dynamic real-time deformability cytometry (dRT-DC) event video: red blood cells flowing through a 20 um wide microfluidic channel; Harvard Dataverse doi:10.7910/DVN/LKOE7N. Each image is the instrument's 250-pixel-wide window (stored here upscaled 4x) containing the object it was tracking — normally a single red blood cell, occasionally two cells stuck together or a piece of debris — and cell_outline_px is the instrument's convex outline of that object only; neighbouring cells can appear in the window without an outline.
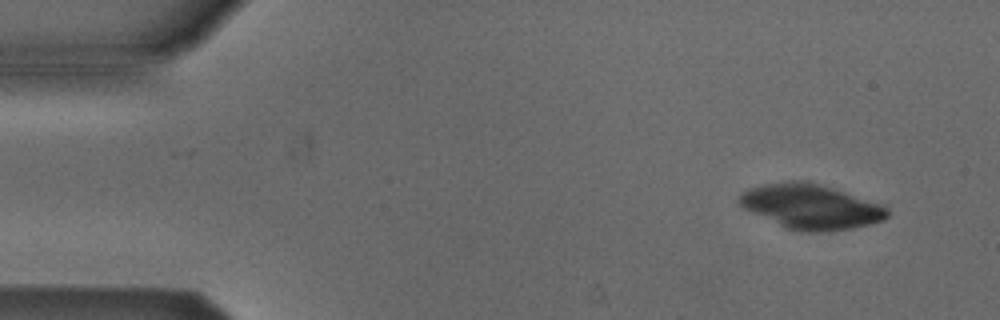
{"species": "Egyptian fruit bat (a non-hibernating species)", "species_latin": "Rousettus aegyptiacus", "temperature_condition": "cold", "stored_images_in_passage": 4, "camera_frame_rate_fps": 3000, "um_per_image_px": 0.085, "animal": {"sex": "male"}, "frame": {"image": 1, "passage_image": 1, "time_ms": 0.0, "image_size_px": [1000, 320], "cell_outline_px": [[888, 216], [884, 220], [852, 228], [832, 232], [804, 232], [788, 228], [744, 208], [740, 204], [740, 192], [748, 188], [764, 184], [788, 180], [800, 180], [832, 188], [884, 204], [888, 208]], "centroid_in_image_um": [68.96, 17.56], "position_along_channel_um": 16.0, "area_um2": 38.32}}